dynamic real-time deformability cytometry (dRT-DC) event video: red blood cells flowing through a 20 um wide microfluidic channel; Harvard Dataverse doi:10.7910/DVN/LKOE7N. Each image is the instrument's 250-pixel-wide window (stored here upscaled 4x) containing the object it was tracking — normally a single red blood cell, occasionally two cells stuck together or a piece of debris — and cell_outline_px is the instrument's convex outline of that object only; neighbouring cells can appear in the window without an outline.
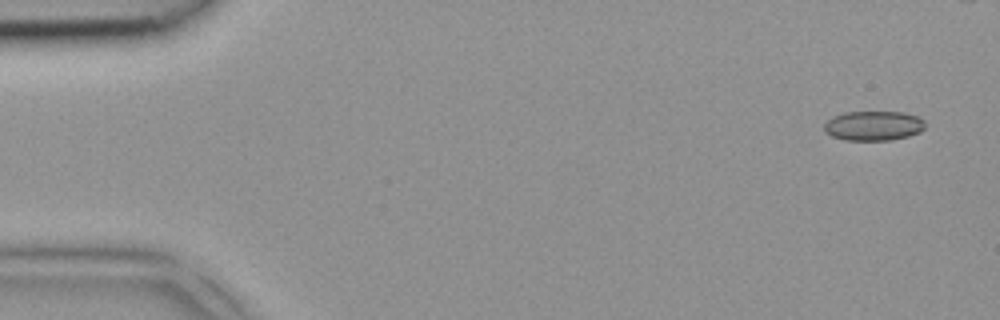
{"species": "common noctule bat (a hibernating species)", "species_latin": "Nyctalus noctula", "temperature_condition": "room temperature", "stored_images_in_passage": 3, "camera_frame_rate_fps": 3000, "um_per_image_px": 0.085, "animal": {"sex": "female", "body_mass_g": 18.4}, "frame": {"image": 1, "passage_image": 1, "time_ms": 0.0, "image_size_px": [1000, 320], "cell_outline_px": [[924, 128], [920, 132], [908, 136], [892, 140], [844, 140], [832, 136], [824, 132], [824, 124], [832, 116], [844, 112], [904, 112], [920, 116], [924, 120]], "centroid_in_image_um": [74.25, 10.68], "position_along_channel_um": 10.8, "area_um2": 17.63}}
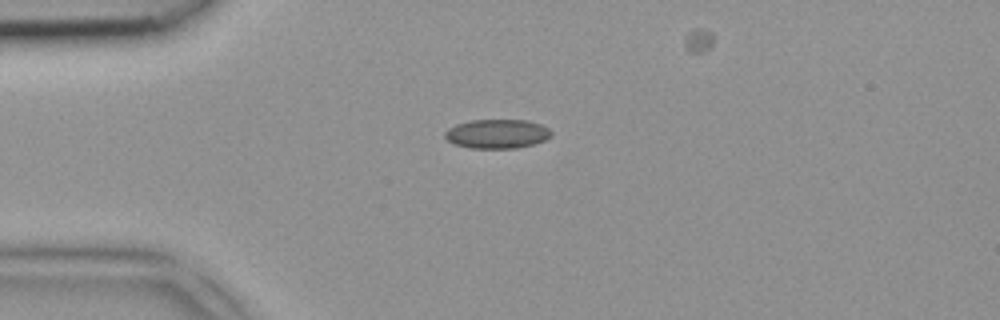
{"frame": {"image": 2, "passage_image": 3, "time_ms": 0.667, "image_size_px": [1000, 320], "cell_outline_px": [[552, 136], [544, 140], [532, 144], [516, 148], [468, 148], [452, 144], [444, 136], [444, 132], [448, 128], [456, 124], [468, 120], [528, 120], [540, 124], [548, 128], [552, 132]], "centroid_in_image_um": [42.22, 11.37], "position_along_channel_um": 42.8, "area_um2": 18.21}}